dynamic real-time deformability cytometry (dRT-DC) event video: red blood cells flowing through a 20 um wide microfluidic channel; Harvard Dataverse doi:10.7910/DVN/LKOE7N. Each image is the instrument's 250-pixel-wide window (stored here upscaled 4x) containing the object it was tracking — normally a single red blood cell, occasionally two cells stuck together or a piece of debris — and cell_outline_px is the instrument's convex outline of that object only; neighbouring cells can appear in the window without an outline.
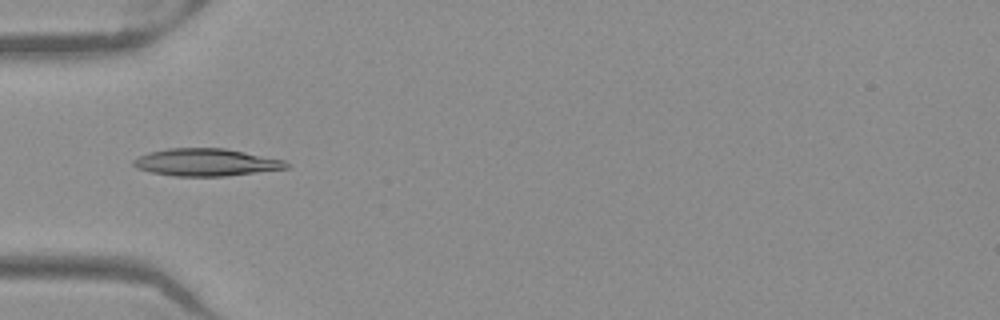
{"species": "Egyptian fruit bat (a non-hibernating species)", "species_latin": "Rousettus aegyptiacus", "temperature_condition": "warm", "stored_images_in_passage": 36, "camera_frame_rate_fps": 3000, "um_per_image_px": 0.085, "frame": {"image": 1, "passage_image": 2, "time_ms": 0.333, "image_size_px": [1000, 320], "cell_outline_px": [[292, 164], [288, 168], [224, 176], [172, 176], [152, 172], [136, 168], [132, 164], [132, 160], [148, 152], [168, 148], [224, 148], [284, 160]], "centroid_in_image_um": [17.49, 13.79], "position_along_channel_um": 67.5, "area_um2": 24.33}}
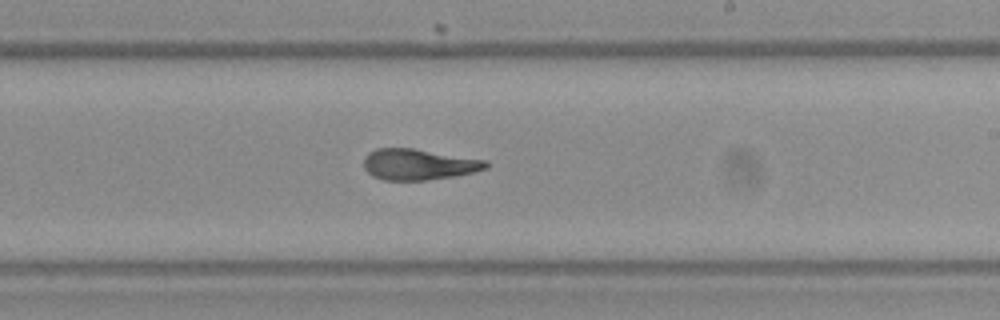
{"frame": {"image": 2, "passage_image": 16, "time_ms": 5.0, "image_size_px": [1000, 320], "cell_outline_px": [[488, 168], [456, 176], [428, 180], [384, 180], [372, 176], [364, 168], [364, 156], [368, 152], [376, 148], [412, 148], [488, 160]], "centroid_in_image_um": [35.57, 13.97], "position_along_channel_um": 253.4, "area_um2": 22.2}}
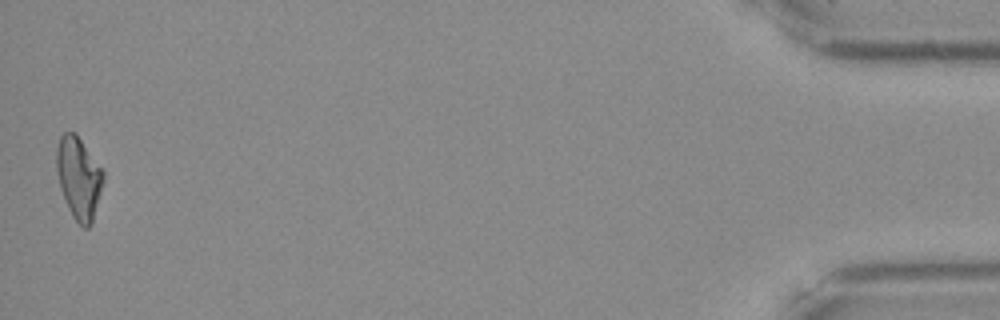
{"frame": {"image": 3, "passage_image": 36, "time_ms": 11.667, "image_size_px": [1000, 320], "cell_outline_px": [[104, 180], [92, 224], [88, 228], [84, 228], [72, 216], [68, 208], [60, 188], [56, 172], [56, 148], [60, 136], [64, 132], [76, 132], [104, 172]], "centroid_in_image_um": [6.68, 15.11], "position_along_channel_um": 428.5, "area_um2": 22.48}, "authors_computed_cell_mechanics": {"area_um2": 22.3686, "velocity_mm_per_s": 3.986, "shape_relaxation_time_tau1_ms": null, "shape_relaxation_time_tau2_ms": 2.3789, "deformation_change_tau1": null, "deformation_change_tau2": 0.0817}}